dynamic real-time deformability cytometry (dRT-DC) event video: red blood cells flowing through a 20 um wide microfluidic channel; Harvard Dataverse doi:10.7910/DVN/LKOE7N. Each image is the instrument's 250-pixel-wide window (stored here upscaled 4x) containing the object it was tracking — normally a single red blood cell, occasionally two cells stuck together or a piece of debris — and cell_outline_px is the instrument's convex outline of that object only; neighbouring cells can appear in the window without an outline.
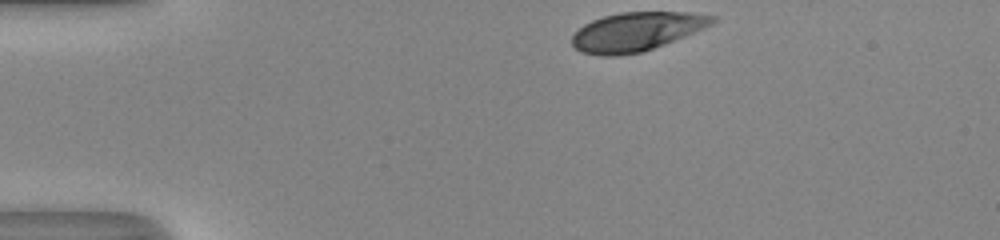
{"species": "human", "species_latin": "Homo sapiens", "temperature_condition": "room temperature", "stored_images_in_passage": 33, "camera_frame_rate_fps": 3000, "um_per_image_px": 0.085, "donor": {"sex": "male"}, "frame": {"image": 1, "passage_image": 1, "time_ms": 0.0, "image_size_px": [1000, 240], "cell_outline_px": [[716, 20], [712, 24], [704, 28], [664, 44], [640, 52], [616, 56], [604, 56], [580, 52], [572, 44], [572, 36], [584, 24], [592, 20], [604, 16], [620, 12], [688, 12], [716, 16]], "centroid_in_image_um": [54.09, 2.68], "position_along_channel_um": 30.9, "area_um2": 31.44}}
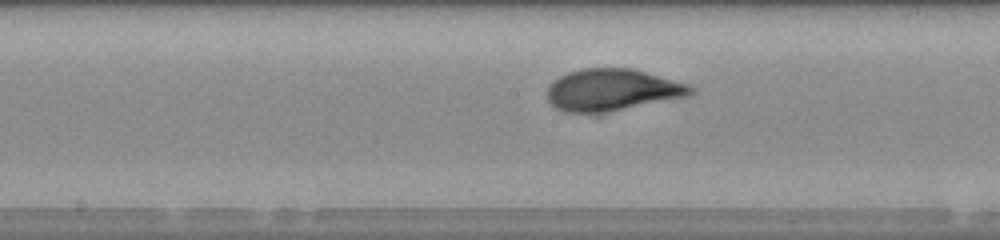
{"frame": {"image": 2, "passage_image": 18, "time_ms": 5.667, "image_size_px": [1000, 240], "cell_outline_px": [[696, 88], [688, 96], [596, 116], [564, 112], [556, 108], [548, 100], [548, 84], [552, 80], [568, 72], [580, 68], [632, 68], [688, 84]], "centroid_in_image_um": [52.0, 7.69], "position_along_channel_um": 196.2, "area_um2": 36.01}}
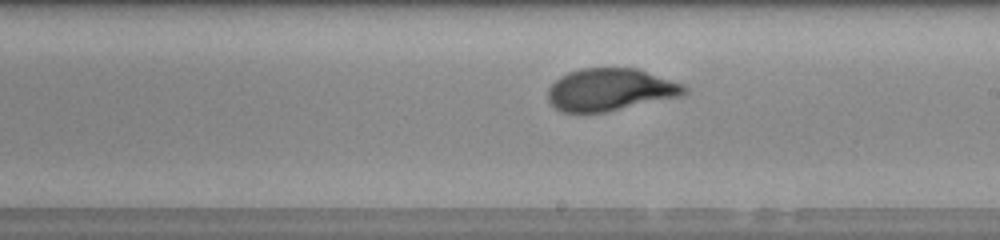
{"frame": {"image": 3, "passage_image": 21, "time_ms": 6.667, "image_size_px": [1000, 240], "cell_outline_px": [[688, 92], [680, 96], [604, 112], [560, 112], [548, 100], [548, 88], [560, 76], [568, 72], [580, 68], [636, 68], [684, 84], [688, 88]], "centroid_in_image_um": [51.86, 7.61], "position_along_channel_um": 237.1, "area_um2": 33.52}, "authors_computed_cell_mechanics": {"area_um2": 33.8708, "velocity_mm_per_s": 4.1122, "shape_relaxation_time_tau1_ms": 4.2339, "shape_relaxation_time_tau2_ms": null, "deformation_change_tau1": 0.1894, "deformation_change_tau2": null}}